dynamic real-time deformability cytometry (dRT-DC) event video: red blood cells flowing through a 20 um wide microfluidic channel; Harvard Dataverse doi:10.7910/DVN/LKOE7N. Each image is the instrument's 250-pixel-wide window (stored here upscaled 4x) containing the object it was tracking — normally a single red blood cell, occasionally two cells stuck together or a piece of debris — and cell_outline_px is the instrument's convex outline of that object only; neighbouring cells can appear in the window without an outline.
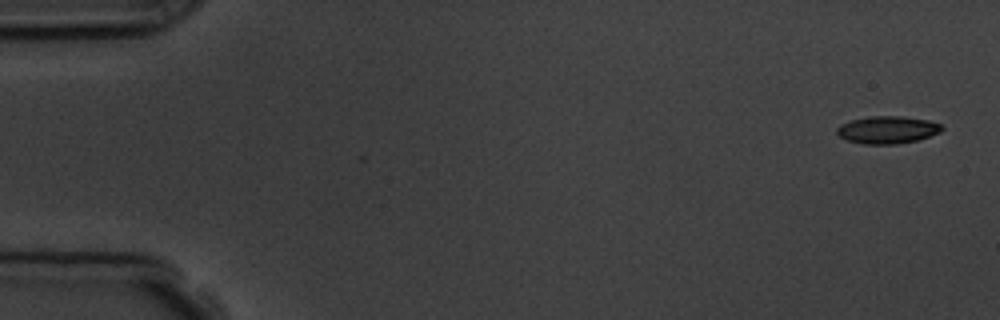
{"species": "common noctule bat (a hibernating species)", "species_latin": "Nyctalus noctula", "temperature_condition": "room temperature", "stored_images_in_passage": 3, "camera_frame_rate_fps": 3000, "um_per_image_px": 0.085, "animal": {"sex": "male", "body_mass_g": 19.5, "forearm_length_mm": 54.6}, "frame": {"image": 1, "passage_image": 1, "time_ms": 0.0, "image_size_px": [1000, 320], "cell_outline_px": [[944, 128], [940, 132], [916, 140], [896, 144], [864, 144], [848, 140], [840, 136], [836, 132], [836, 128], [840, 124], [852, 120], [868, 116], [904, 116], [928, 120], [940, 124]], "centroid_in_image_um": [75.42, 11.02], "position_along_channel_um": 9.6, "area_um2": 16.7}}